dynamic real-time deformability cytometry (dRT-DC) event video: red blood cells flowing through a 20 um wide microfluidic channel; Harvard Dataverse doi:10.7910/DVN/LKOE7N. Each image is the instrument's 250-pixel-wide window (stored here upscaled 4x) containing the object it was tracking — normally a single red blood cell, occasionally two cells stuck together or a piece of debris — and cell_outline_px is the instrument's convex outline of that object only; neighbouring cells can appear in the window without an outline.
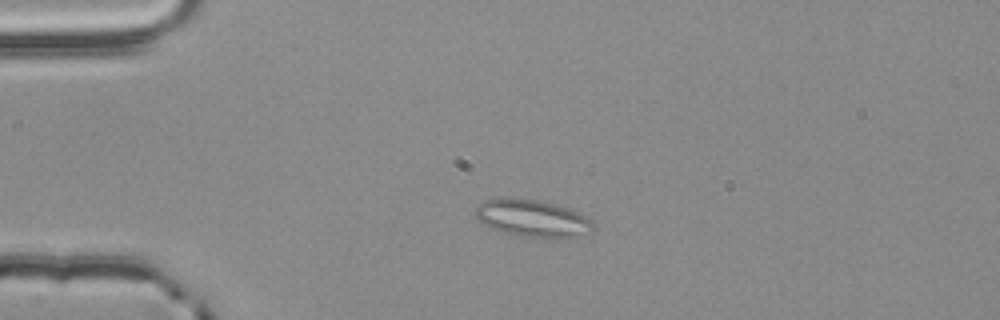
{"species": "common noctule bat (a hibernating species)", "species_latin": "Nyctalus noctula", "temperature_condition": "room temperature", "stored_images_in_passage": 54, "camera_frame_rate_fps": 3000, "um_per_image_px": 0.085, "animal": {"sex": "male", "body_mass_g": 20.4}, "frame": {"image": 1, "passage_image": 12, "time_ms": 3.667, "image_size_px": [1000, 320], "cell_outline_px": [[592, 228], [576, 236], [528, 236], [504, 232], [492, 228], [484, 224], [476, 216], [476, 208], [484, 200], [496, 196], [540, 200], [556, 204], [580, 212], [592, 220]], "centroid_in_image_um": [45.2, 18.49], "position_along_channel_um": 39.8, "area_um2": 24.91}}
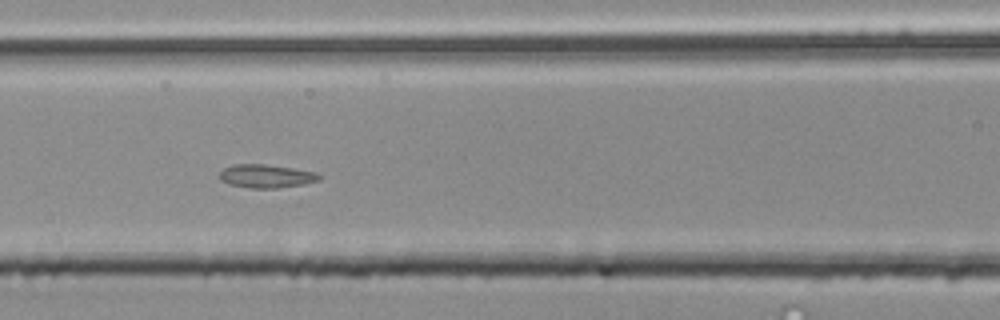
{"frame": {"image": 2, "passage_image": 23, "time_ms": 7.333, "image_size_px": [1000, 320], "cell_outline_px": [[324, 176], [320, 180], [304, 184], [280, 188], [252, 188], [228, 184], [220, 180], [220, 172], [224, 168], [232, 164], [264, 164], [292, 168], [316, 172]], "centroid_in_image_um": [22.66, 14.97], "position_along_channel_um": 143.9, "area_um2": 13.7}}
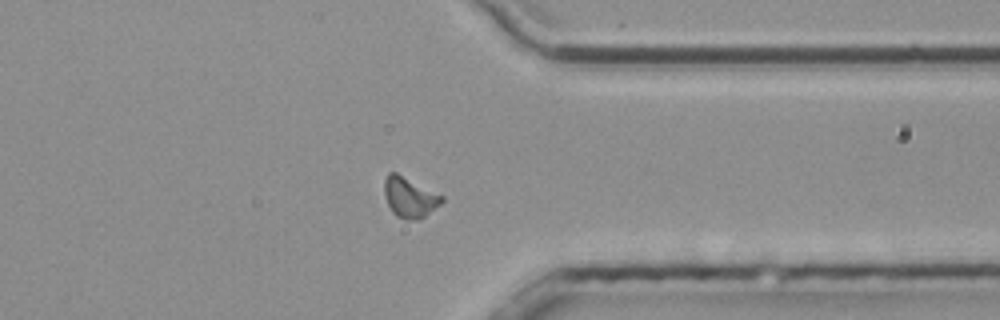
{"frame": {"image": 3, "passage_image": 42, "time_ms": 13.667, "image_size_px": [1000, 320], "cell_outline_px": [[444, 200], [440, 204], [424, 216], [416, 220], [408, 220], [396, 216], [392, 212], [384, 196], [384, 180], [388, 172], [396, 172], [444, 196]], "centroid_in_image_um": [34.8, 16.76], "position_along_channel_um": 376.6, "area_um2": 13.47}, "authors_computed_cell_mechanics": {"area_um2": 13.2073, "velocity_mm_per_s": 3.763, "shape_relaxation_time_tau1_ms": null, "shape_relaxation_time_tau2_ms": 1.853, "deformation_change_tau1": null, "deformation_change_tau2": 0.0897}}